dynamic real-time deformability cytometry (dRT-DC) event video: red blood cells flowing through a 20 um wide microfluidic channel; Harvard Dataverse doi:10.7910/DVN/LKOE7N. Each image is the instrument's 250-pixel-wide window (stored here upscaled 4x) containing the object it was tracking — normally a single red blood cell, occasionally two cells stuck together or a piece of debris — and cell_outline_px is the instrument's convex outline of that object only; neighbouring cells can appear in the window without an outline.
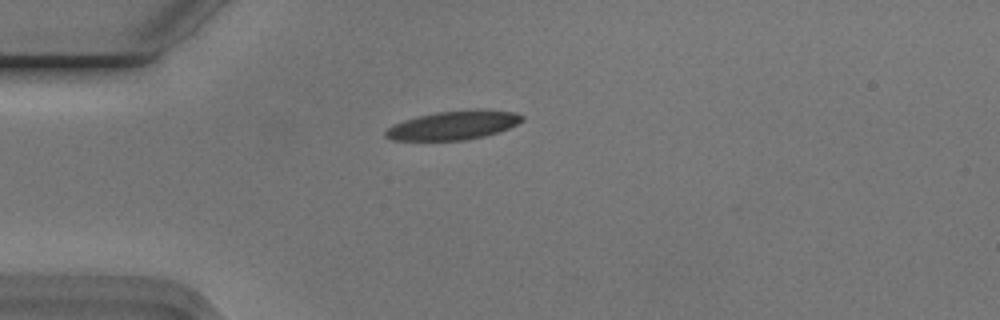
{"species": "Egyptian fruit bat (a non-hibernating species)", "species_latin": "Rousettus aegyptiacus", "temperature_condition": "cold", "stored_images_in_passage": 41, "camera_frame_rate_fps": 3000, "um_per_image_px": 0.085, "animal": {"sex": "male"}, "frame": {"image": 1, "passage_image": 1, "time_ms": 0.0, "image_size_px": [1000, 320], "cell_outline_px": [[524, 120], [508, 128], [484, 136], [468, 140], [392, 140], [384, 136], [384, 132], [392, 124], [404, 120], [436, 112], [476, 108], [480, 108], [516, 112], [524, 116]], "centroid_in_image_um": [38.56, 10.63], "position_along_channel_um": 46.4, "area_um2": 23.12}}
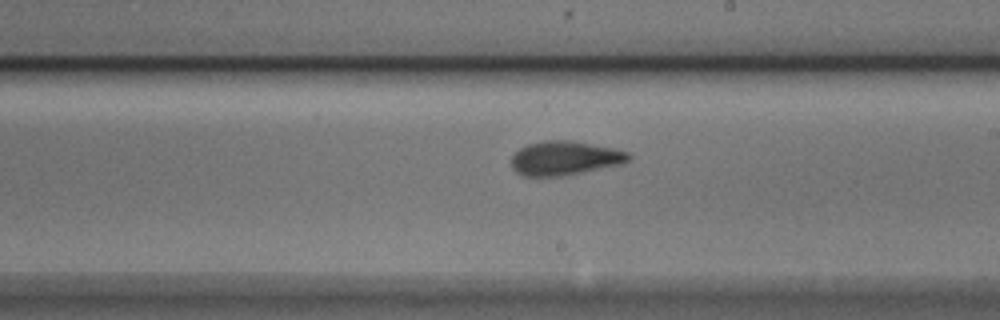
{"frame": {"image": 2, "passage_image": 18, "time_ms": 5.667, "image_size_px": [1000, 320], "cell_outline_px": [[632, 156], [624, 164], [560, 176], [524, 176], [516, 172], [512, 168], [512, 156], [520, 148], [528, 144], [544, 140], [568, 140], [612, 148], [628, 152]], "centroid_in_image_um": [48.0, 13.44], "position_along_channel_um": 241.0, "area_um2": 23.12}}
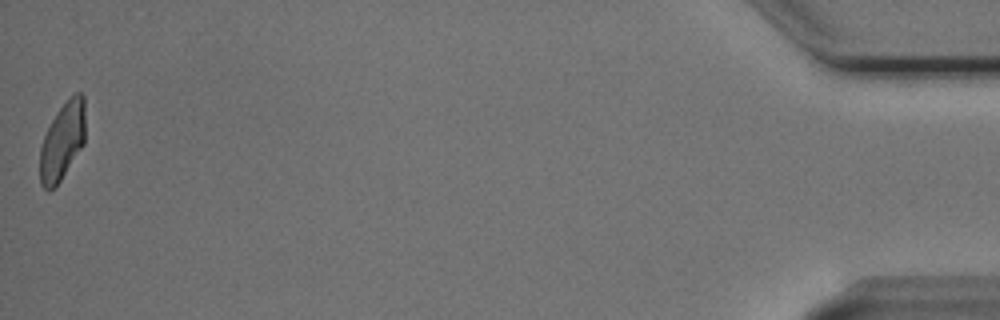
{"frame": {"image": 3, "passage_image": 41, "time_ms": 13.333, "image_size_px": [1000, 320], "cell_outline_px": [[84, 144], [60, 180], [48, 192], [40, 184], [40, 148], [44, 136], [52, 120], [60, 108], [76, 92], [80, 92], [84, 96]], "centroid_in_image_um": [5.29, 12.02], "position_along_channel_um": 429.9, "area_um2": 20.06}, "authors_computed_cell_mechanics": {"area_um2": 22.253, "velocity_mm_per_s": 3.7429, "shape_relaxation_time_tau1_ms": 4.9103, "shape_relaxation_time_tau2_ms": 2.2651, "deformation_change_tau1": 0.1561, "deformation_change_tau2": 0.0934}}